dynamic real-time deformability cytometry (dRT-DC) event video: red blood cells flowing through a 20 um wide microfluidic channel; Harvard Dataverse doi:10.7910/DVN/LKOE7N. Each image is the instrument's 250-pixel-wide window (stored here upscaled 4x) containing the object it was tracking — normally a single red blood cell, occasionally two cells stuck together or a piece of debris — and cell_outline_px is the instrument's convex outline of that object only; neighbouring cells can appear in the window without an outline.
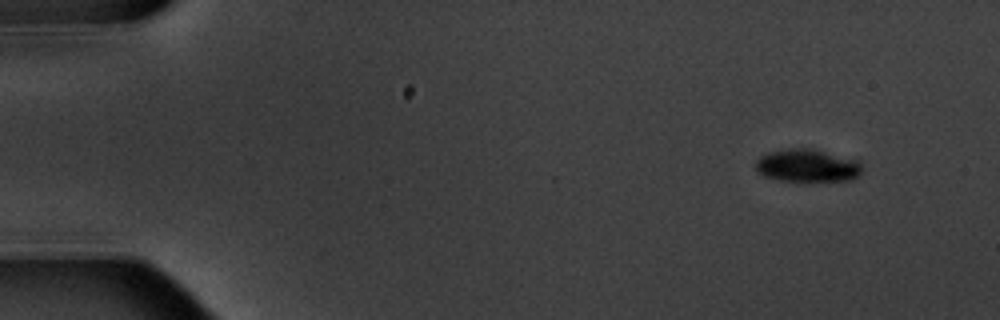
{"species": "common noctule bat (a hibernating species)", "species_latin": "Nyctalus noctula", "temperature_condition": "warm", "stored_images_in_passage": 10, "camera_frame_rate_fps": 3000, "um_per_image_px": 0.085, "animal": {"sex": "male", "body_mass_g": 20.1, "forearm_length_mm": 53.5}, "frame": {"image": 1, "passage_image": 1, "time_ms": 0.0, "image_size_px": [1000, 320], "cell_outline_px": [[860, 172], [852, 180], [776, 180], [764, 176], [756, 172], [756, 160], [760, 156], [768, 152], [792, 148], [808, 148], [848, 160], [860, 164]], "centroid_in_image_um": [68.46, 14.09], "position_along_channel_um": 16.5, "area_um2": 19.36}}
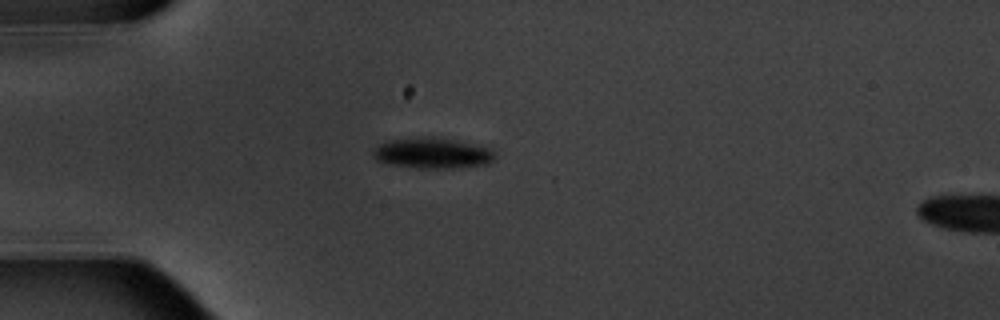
{"frame": {"image": 2, "passage_image": 4, "time_ms": 3.667, "image_size_px": [1000, 320], "cell_outline_px": [[496, 156], [488, 164], [460, 168], [416, 168], [388, 164], [376, 160], [372, 156], [372, 148], [384, 140], [456, 140], [488, 148]], "centroid_in_image_um": [36.7, 13.08], "position_along_channel_um": 48.3, "area_um2": 21.04}}
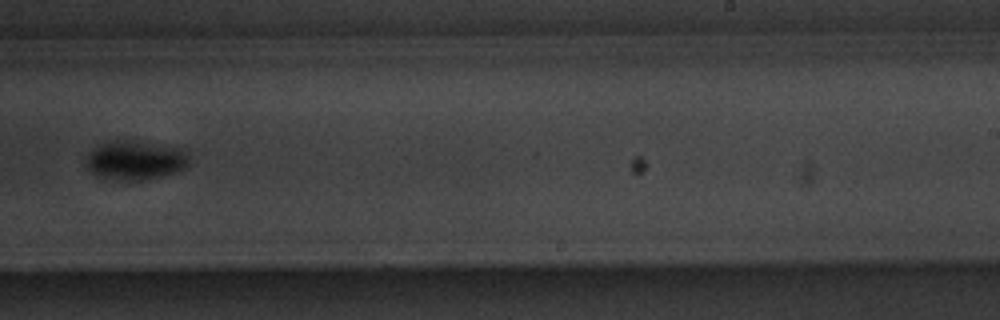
{"frame": {"image": 3, "passage_image": 10, "time_ms": 10.667, "image_size_px": [1000, 320], "cell_outline_px": [[188, 164], [184, 168], [176, 172], [164, 176], [144, 180], [116, 180], [96, 176], [84, 164], [84, 160], [100, 144], [112, 140], [136, 140], [180, 148], [188, 156]], "centroid_in_image_um": [11.48, 13.63], "position_along_channel_um": 277.5, "area_um2": 23.58}}